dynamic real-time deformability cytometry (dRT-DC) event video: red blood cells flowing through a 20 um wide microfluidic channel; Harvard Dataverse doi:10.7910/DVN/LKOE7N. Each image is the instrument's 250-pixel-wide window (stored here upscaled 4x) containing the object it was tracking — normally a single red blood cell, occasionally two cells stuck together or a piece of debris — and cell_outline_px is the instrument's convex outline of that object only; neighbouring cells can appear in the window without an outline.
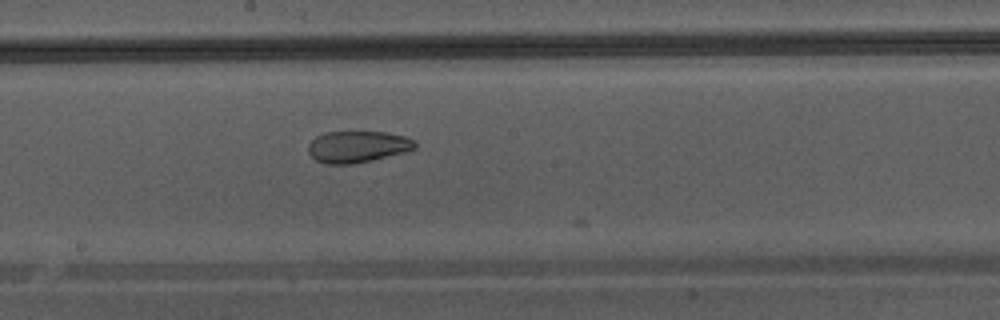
{"species": "Egyptian fruit bat (a non-hibernating species)", "species_latin": "Rousettus aegyptiacus", "temperature_condition": "warm", "stored_images_in_passage": 14, "camera_frame_rate_fps": 3000, "um_per_image_px": 0.085, "animal": {"sex": "male"}, "frame": {"image": 1, "passage_image": 12, "time_ms": 3.667, "image_size_px": [1000, 320], "cell_outline_px": [[416, 148], [404, 152], [372, 160], [352, 164], [324, 164], [316, 160], [308, 152], [308, 144], [316, 136], [324, 132], [384, 132], [404, 136], [412, 140], [416, 144]], "centroid_in_image_um": [30.35, 12.47], "position_along_channel_um": 217.9, "area_um2": 19.54}}